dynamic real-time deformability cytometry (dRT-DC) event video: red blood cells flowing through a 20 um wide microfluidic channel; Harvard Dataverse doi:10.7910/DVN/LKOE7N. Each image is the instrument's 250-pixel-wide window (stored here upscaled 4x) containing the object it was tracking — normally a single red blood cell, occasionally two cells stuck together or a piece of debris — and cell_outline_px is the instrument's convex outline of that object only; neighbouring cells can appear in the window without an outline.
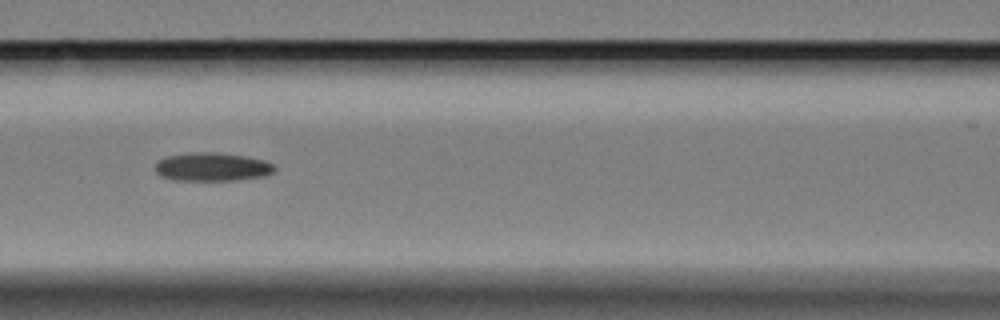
{"species": "Egyptian fruit bat (a non-hibernating species)", "species_latin": "Rousettus aegyptiacus", "temperature_condition": "cold", "stored_images_in_passage": 9, "camera_frame_rate_fps": 3000, "um_per_image_px": 0.085, "animal": {"sex": "female"}, "frame": {"image": 1, "passage_image": 6, "time_ms": 5.667, "image_size_px": [1000, 320], "cell_outline_px": [[276, 168], [272, 172], [264, 176], [236, 180], [172, 180], [160, 176], [156, 172], [156, 160], [168, 156], [188, 152], [216, 152], [248, 156], [264, 160], [272, 164]], "centroid_in_image_um": [18.01, 14.17], "position_along_channel_um": 148.6, "area_um2": 19.94}}
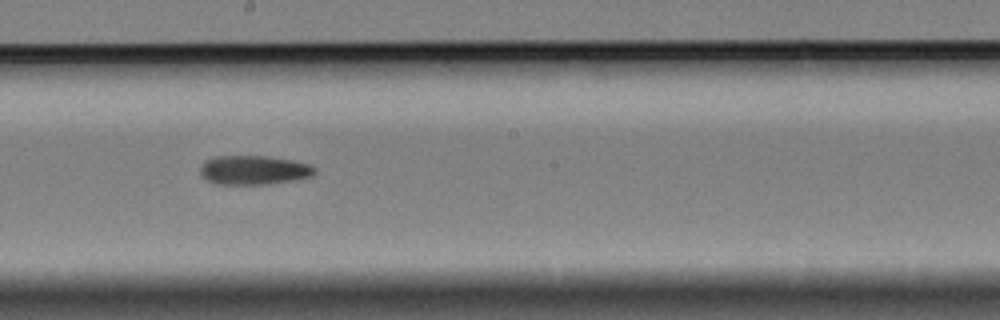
{"frame": {"image": 2, "passage_image": 8, "time_ms": 8.0, "image_size_px": [1000, 320], "cell_outline_px": [[316, 172], [312, 176], [292, 180], [268, 184], [216, 184], [208, 180], [200, 172], [200, 168], [204, 160], [216, 156], [264, 156], [292, 160], [308, 164], [316, 168]], "centroid_in_image_um": [21.56, 14.45], "position_along_channel_um": 226.6, "area_um2": 19.31}}
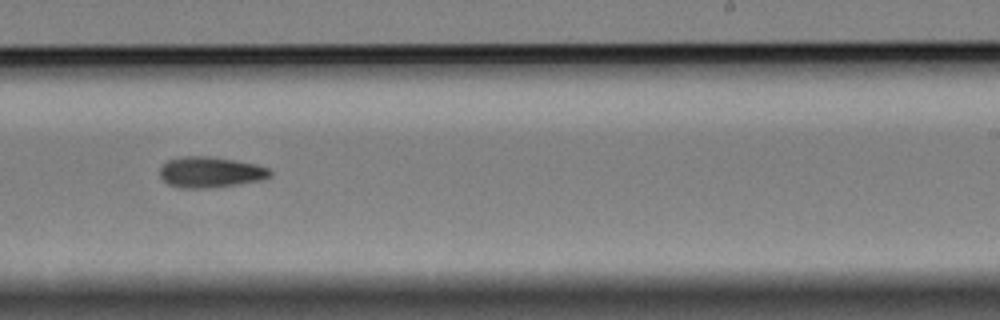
{"frame": {"image": 3, "passage_image": 9, "time_ms": 9.333, "image_size_px": [1000, 320], "cell_outline_px": [[272, 176], [264, 180], [208, 188], [180, 188], [168, 184], [160, 176], [160, 168], [168, 160], [180, 156], [212, 156], [236, 160], [256, 164], [268, 168], [272, 172]], "centroid_in_image_um": [17.9, 14.63], "position_along_channel_um": 271.1, "area_um2": 19.94}}